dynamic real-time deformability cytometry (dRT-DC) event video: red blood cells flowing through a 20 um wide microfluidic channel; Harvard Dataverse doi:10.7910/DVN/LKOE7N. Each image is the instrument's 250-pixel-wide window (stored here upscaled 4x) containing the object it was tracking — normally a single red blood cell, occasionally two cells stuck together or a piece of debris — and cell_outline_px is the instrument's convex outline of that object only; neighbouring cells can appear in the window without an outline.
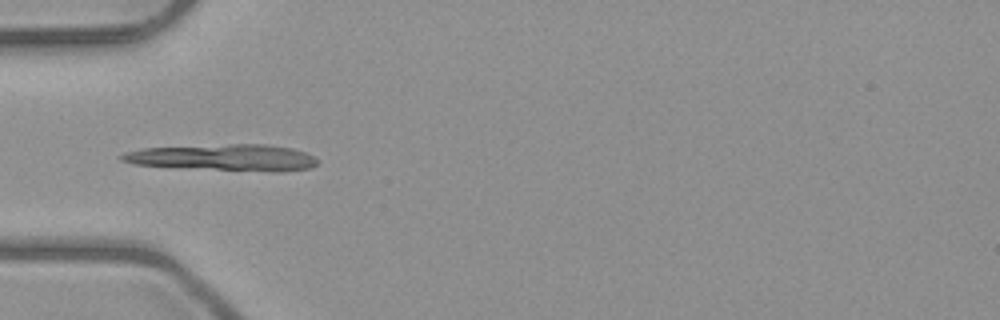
{"species": "common noctule bat (a hibernating species)", "species_latin": "Nyctalus noctula", "temperature_condition": "room temperature", "stored_images_in_passage": 7, "camera_frame_rate_fps": 3000, "um_per_image_px": 0.085, "animal": {"sex": "male", "body_mass_g": 23.1, "forearm_length_mm": 52.7}, "frame": {"image": 1, "passage_image": 6, "time_ms": 6.0, "image_size_px": [1000, 320], "cell_outline_px": [[320, 160], [312, 168], [284, 172], [276, 172], [132, 164], [120, 160], [120, 156], [124, 152], [144, 148], [232, 144], [264, 144], [292, 148], [304, 152]], "centroid_in_image_um": [19.09, 13.39], "position_along_channel_um": 65.9, "area_um2": 29.82}}
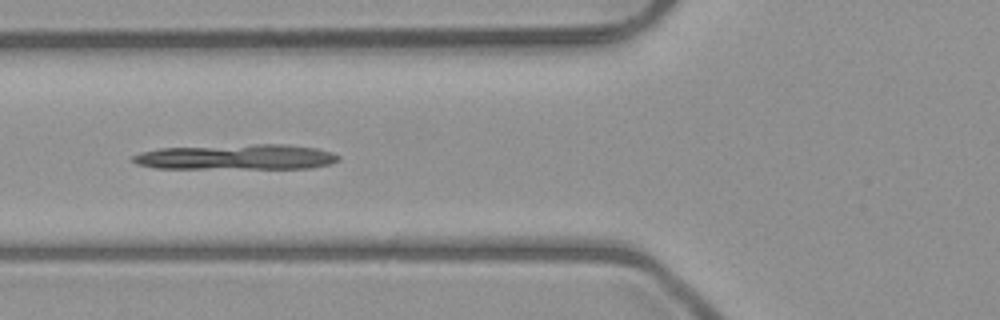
{"frame": {"image": 2, "passage_image": 7, "time_ms": 7.0, "image_size_px": [1000, 320], "cell_outline_px": [[340, 160], [328, 164], [312, 168], [156, 168], [136, 164], [128, 160], [132, 156], [140, 152], [160, 148], [256, 144], [288, 144], [316, 148], [332, 152], [340, 156]], "centroid_in_image_um": [20.08, 13.34], "position_along_channel_um": 105.7, "area_um2": 30.46}}